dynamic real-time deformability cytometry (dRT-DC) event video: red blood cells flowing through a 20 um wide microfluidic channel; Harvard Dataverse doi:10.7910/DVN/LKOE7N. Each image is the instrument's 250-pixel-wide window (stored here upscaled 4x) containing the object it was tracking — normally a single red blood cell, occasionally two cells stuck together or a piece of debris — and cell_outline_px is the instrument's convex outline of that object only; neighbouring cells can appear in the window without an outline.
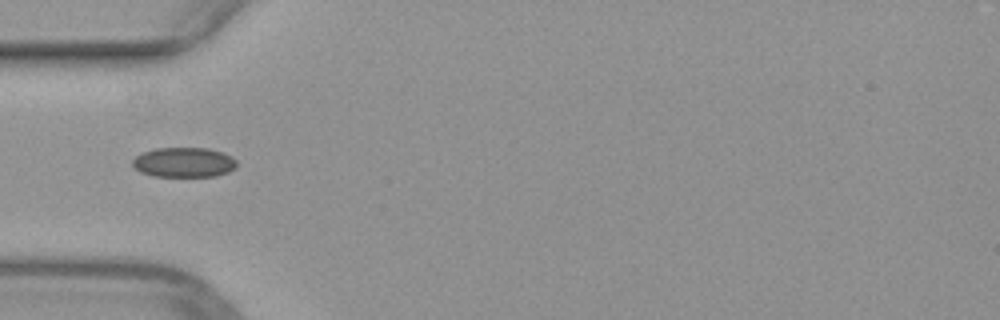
{"species": "common noctule bat (a hibernating species)", "species_latin": "Nyctalus noctula", "temperature_condition": "warm", "stored_images_in_passage": 35, "camera_frame_rate_fps": 3000, "um_per_image_px": 0.085, "animal": {"sex": "female", "body_mass_g": 29.2, "forearm_length_mm": 56.3}, "frame": {"image": 1, "passage_image": 1, "time_ms": 0.0, "image_size_px": [1000, 320], "cell_outline_px": [[236, 168], [228, 172], [216, 176], [152, 176], [140, 172], [132, 164], [132, 160], [140, 152], [156, 148], [208, 148], [224, 152], [232, 156], [236, 160]], "centroid_in_image_um": [15.64, 13.79], "position_along_channel_um": 69.4, "area_um2": 18.32}}
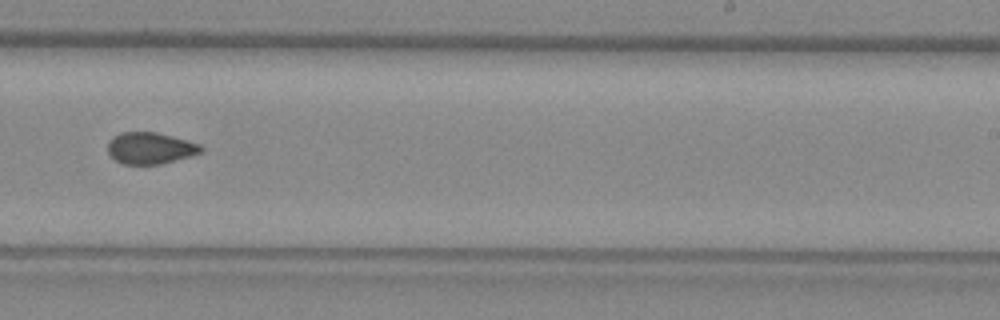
{"frame": {"image": 2, "passage_image": 16, "time_ms": 5.0, "image_size_px": [1000, 320], "cell_outline_px": [[204, 148], [200, 152], [192, 156], [160, 164], [124, 164], [116, 160], [108, 152], [108, 140], [112, 136], [120, 132], [156, 132], [172, 136], [200, 144]], "centroid_in_image_um": [12.76, 12.58], "position_along_channel_um": 276.2, "area_um2": 17.17}}
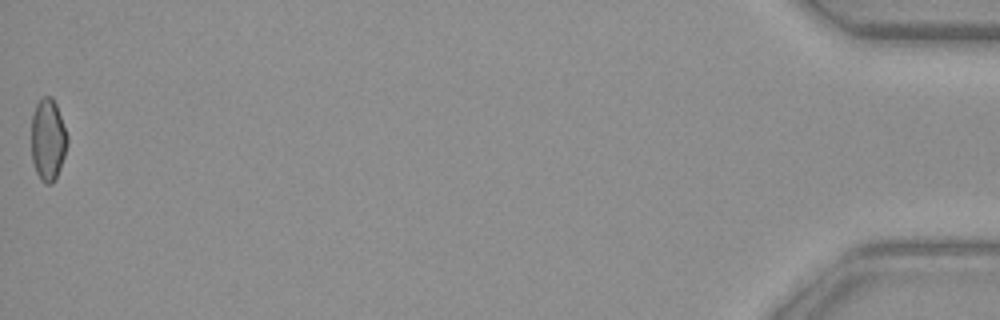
{"frame": {"image": 3, "passage_image": 35, "time_ms": 11.333, "image_size_px": [1000, 320], "cell_outline_px": [[68, 140], [64, 156], [56, 180], [52, 184], [44, 184], [40, 180], [36, 172], [32, 160], [32, 116], [36, 104], [40, 96], [52, 96], [56, 104], [68, 136]], "centroid_in_image_um": [4.08, 11.88], "position_along_channel_um": 431.1, "area_um2": 17.34}}